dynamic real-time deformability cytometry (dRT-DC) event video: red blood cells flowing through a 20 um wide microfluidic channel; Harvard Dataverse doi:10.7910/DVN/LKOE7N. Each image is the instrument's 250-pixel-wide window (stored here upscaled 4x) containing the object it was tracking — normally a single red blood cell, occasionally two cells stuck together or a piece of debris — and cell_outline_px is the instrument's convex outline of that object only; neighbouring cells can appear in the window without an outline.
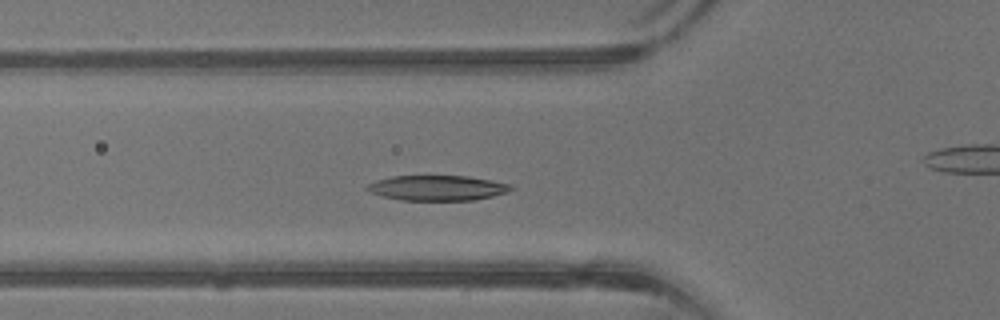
{"species": "common noctule bat (a hibernating species)", "species_latin": "Nyctalus noctula", "temperature_condition": "warm", "stored_images_in_passage": 34, "camera_frame_rate_fps": 3000, "um_per_image_px": 0.085, "animal": {"sex": "male", "body_mass_g": 13.3}, "frame": {"image": 1, "passage_image": 11, "time_ms": 3.333, "image_size_px": [1000, 320], "cell_outline_px": [[512, 188], [508, 192], [492, 196], [472, 200], [400, 200], [384, 196], [372, 192], [364, 188], [368, 184], [376, 180], [392, 176], [468, 176], [512, 184]], "centroid_in_image_um": [37.18, 15.97], "position_along_channel_um": 88.6, "area_um2": 20.92}}
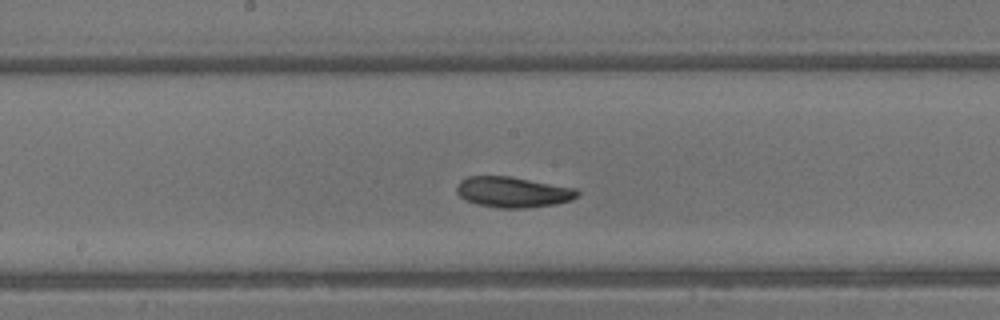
{"frame": {"image": 2, "passage_image": 18, "time_ms": 5.667, "image_size_px": [1000, 320], "cell_outline_px": [[580, 192], [572, 200], [556, 204], [524, 208], [500, 208], [476, 204], [464, 200], [456, 192], [456, 184], [460, 180], [468, 176], [508, 176], [576, 188]], "centroid_in_image_um": [43.56, 16.33], "position_along_channel_um": 204.6, "area_um2": 21.62}}
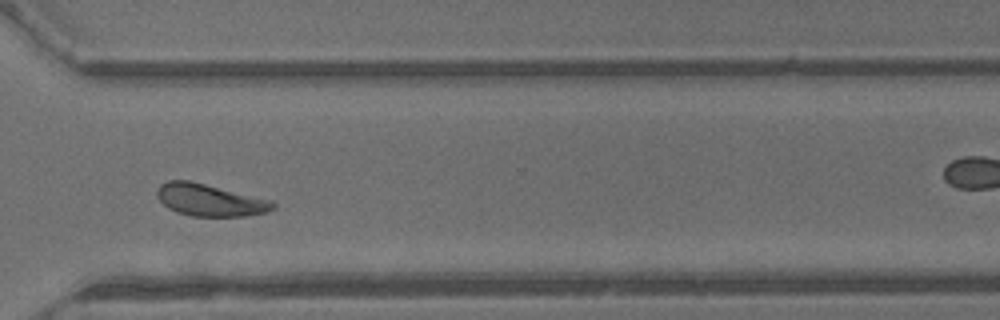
{"frame": {"image": 3, "passage_image": 27, "time_ms": 8.667, "image_size_px": [1000, 320], "cell_outline_px": [[276, 208], [268, 212], [248, 216], [192, 216], [176, 212], [168, 208], [160, 200], [156, 192], [156, 188], [160, 184], [168, 180], [188, 180], [272, 200], [276, 204]], "centroid_in_image_um": [17.85, 17.01], "position_along_channel_um": 352.7, "area_um2": 21.73}, "authors_computed_cell_mechanics": {"area_um2": 21.5594, "velocity_mm_per_s": 4.9512, "shape_relaxation_time_tau1_ms": 2.2335, "shape_relaxation_time_tau2_ms": 2.8566, "deformation_change_tau1": 0.1261, "deformation_change_tau2": 0.1014}}